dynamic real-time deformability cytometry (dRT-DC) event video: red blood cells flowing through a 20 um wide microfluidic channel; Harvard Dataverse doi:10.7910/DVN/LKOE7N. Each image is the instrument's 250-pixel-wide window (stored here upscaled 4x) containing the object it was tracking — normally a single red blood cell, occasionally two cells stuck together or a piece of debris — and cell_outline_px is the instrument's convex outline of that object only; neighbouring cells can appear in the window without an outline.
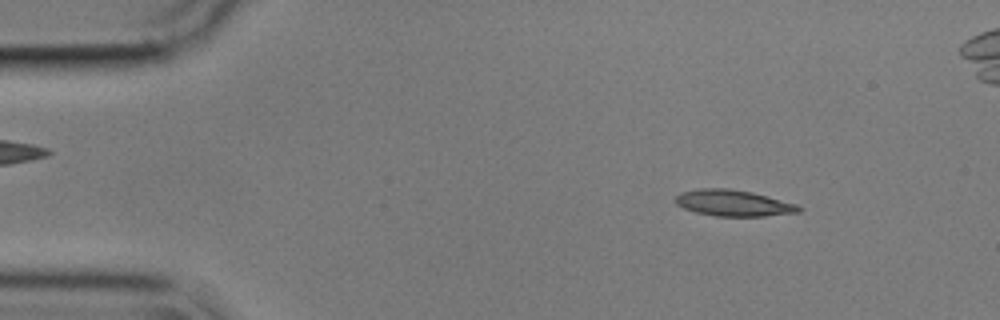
{"species": "common noctule bat (a hibernating species)", "species_latin": "Nyctalus noctula", "temperature_condition": "cold", "stored_images_in_passage": 52, "camera_frame_rate_fps": 3000, "um_per_image_px": 0.085, "animal": {"sex": "male", "body_mass_g": 17.9}, "frame": {"image": 1, "passage_image": 3, "time_ms": 0.667, "image_size_px": [1000, 320], "cell_outline_px": [[804, 208], [800, 212], [764, 216], [716, 216], [696, 212], [684, 208], [676, 204], [676, 196], [680, 192], [700, 188], [728, 188], [752, 192], [796, 204]], "centroid_in_image_um": [62.34, 17.26], "position_along_channel_um": 22.7, "area_um2": 18.79}}
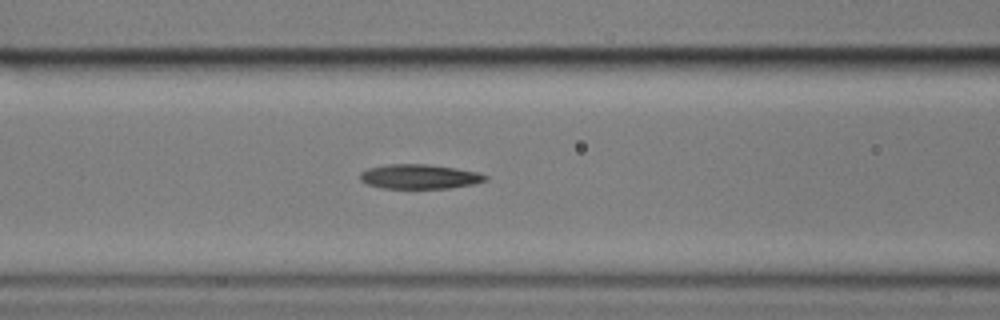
{"frame": {"image": 2, "passage_image": 18, "time_ms": 5.667, "image_size_px": [1000, 320], "cell_outline_px": [[488, 180], [472, 184], [448, 188], [380, 188], [368, 184], [360, 180], [360, 172], [368, 168], [384, 164], [428, 164], [456, 168], [480, 172], [488, 176]], "centroid_in_image_um": [35.65, 15.0], "position_along_channel_um": 130.9, "area_um2": 18.03}}
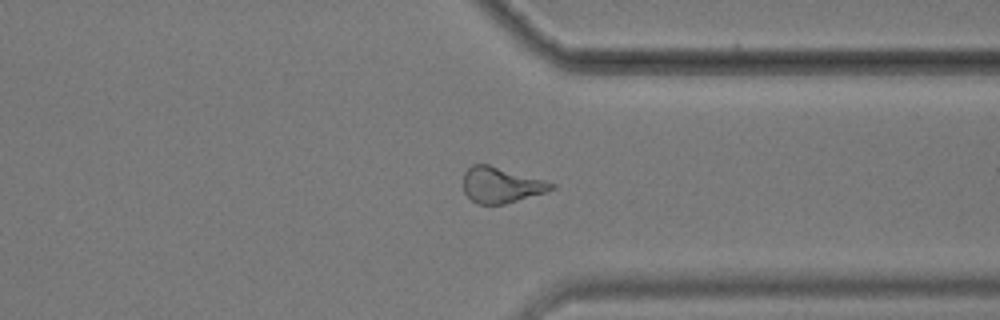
{"frame": {"image": 3, "passage_image": 38, "time_ms": 12.333, "image_size_px": [1000, 320], "cell_outline_px": [[556, 188], [544, 192], [504, 204], [476, 204], [464, 192], [464, 172], [472, 164], [488, 164], [544, 180], [556, 184]], "centroid_in_image_um": [42.57, 15.72], "position_along_channel_um": 368.8, "area_um2": 18.09}, "authors_computed_cell_mechanics": {"area_um2": 18.5249, "velocity_mm_per_s": 3.585, "shape_relaxation_time_tau1_ms": 5.7518, "shape_relaxation_time_tau2_ms": 6.7963, "deformation_change_tau1": 0.145, "deformation_change_tau2": 0.1849}}